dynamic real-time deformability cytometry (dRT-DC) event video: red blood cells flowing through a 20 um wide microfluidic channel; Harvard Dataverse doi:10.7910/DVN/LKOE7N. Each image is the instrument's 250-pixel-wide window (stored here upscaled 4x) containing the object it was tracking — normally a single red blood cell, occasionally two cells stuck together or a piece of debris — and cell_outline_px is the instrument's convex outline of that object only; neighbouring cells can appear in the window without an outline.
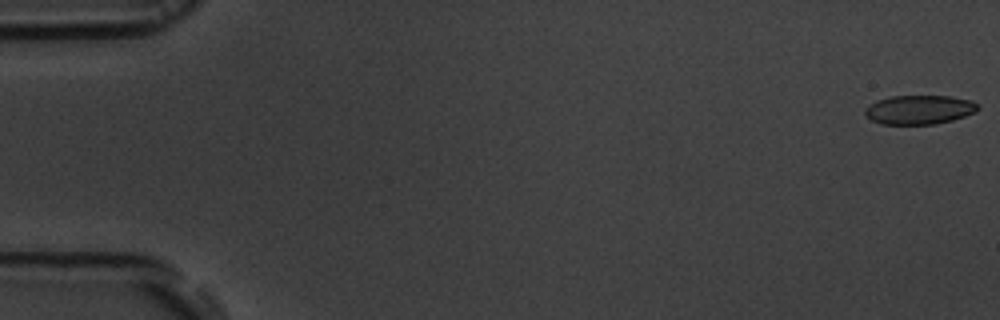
{"species": "common noctule bat (a hibernating species)", "species_latin": "Nyctalus noctula", "temperature_condition": "room temperature", "stored_images_in_passage": 56, "camera_frame_rate_fps": 3000, "um_per_image_px": 0.085, "animal": {"sex": "male", "body_mass_g": 19.5, "forearm_length_mm": 54.6}, "frame": {"image": 1, "passage_image": 1, "time_ms": 0.0, "image_size_px": [1000, 320], "cell_outline_px": [[980, 108], [976, 112], [952, 120], [936, 124], [880, 124], [872, 120], [864, 112], [876, 100], [892, 96], [952, 96], [968, 100], [980, 104]], "centroid_in_image_um": [78.19, 9.32], "position_along_channel_um": 6.8, "area_um2": 19.02}}
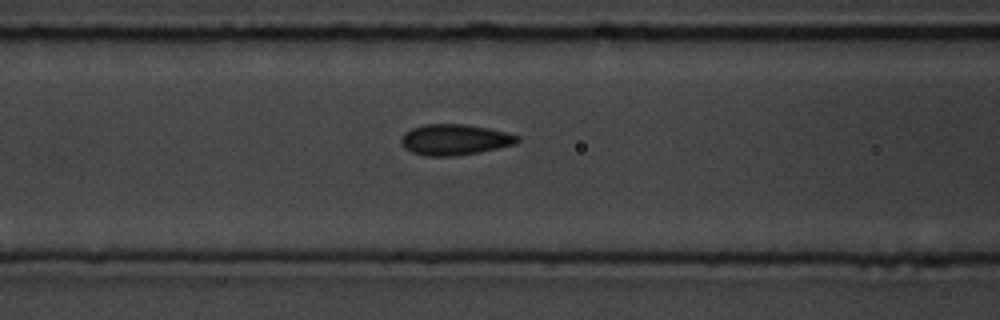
{"frame": {"image": 2, "passage_image": 23, "time_ms": 7.333, "image_size_px": [1000, 320], "cell_outline_px": [[520, 140], [516, 144], [480, 152], [452, 156], [428, 156], [412, 152], [404, 148], [400, 140], [404, 132], [412, 128], [424, 124], [464, 124], [488, 128], [520, 136]], "centroid_in_image_um": [38.64, 11.87], "position_along_channel_um": 128.0, "area_um2": 20.87}}
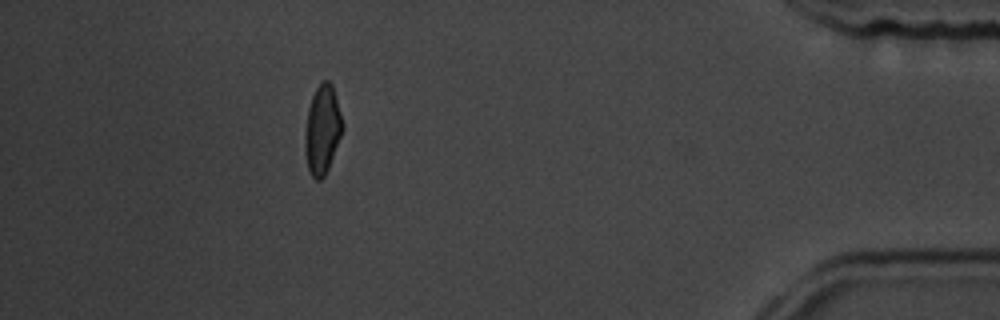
{"frame": {"image": 3, "passage_image": 50, "time_ms": 16.333, "image_size_px": [1000, 320], "cell_outline_px": [[344, 128], [328, 168], [324, 176], [320, 180], [316, 180], [312, 176], [308, 168], [304, 144], [304, 132], [308, 108], [312, 96], [316, 88], [324, 80], [328, 80], [332, 84], [344, 124]], "centroid_in_image_um": [27.4, 11.01], "position_along_channel_um": 407.8, "area_um2": 19.42}, "authors_computed_cell_mechanics": {"area_um2": 20.1433, "velocity_mm_per_s": 3.6964, "shape_relaxation_time_tau1_ms": null, "shape_relaxation_time_tau2_ms": 1.2894, "deformation_change_tau1": null, "deformation_change_tau2": 0.0632}}